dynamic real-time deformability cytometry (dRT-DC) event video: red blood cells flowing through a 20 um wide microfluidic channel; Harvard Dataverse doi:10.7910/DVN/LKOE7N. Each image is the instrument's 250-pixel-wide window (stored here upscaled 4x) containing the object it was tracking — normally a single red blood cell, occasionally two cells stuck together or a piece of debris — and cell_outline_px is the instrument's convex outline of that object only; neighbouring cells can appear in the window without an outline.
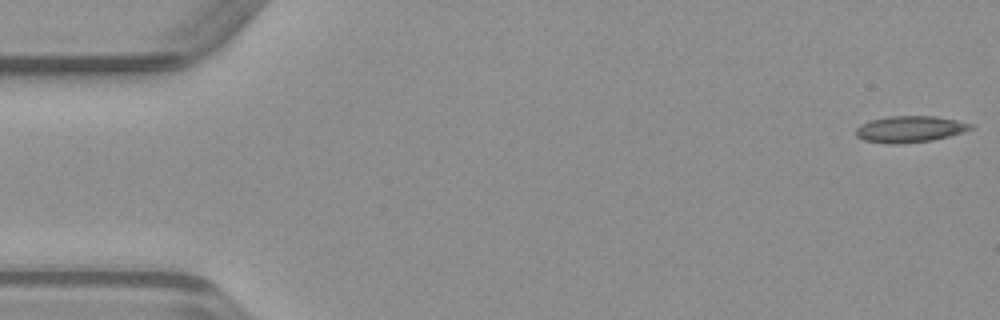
{"species": "common noctule bat (a hibernating species)", "species_latin": "Nyctalus noctula", "temperature_condition": "warm", "stored_images_in_passage": 49, "camera_frame_rate_fps": 3000, "um_per_image_px": 0.085, "animal": {"sex": "male", "body_mass_g": 23.1, "forearm_length_mm": 52.7}, "frame": {"image": 1, "passage_image": 1, "time_ms": 0.0, "image_size_px": [1000, 320], "cell_outline_px": [[972, 128], [964, 132], [932, 140], [896, 144], [888, 144], [864, 140], [856, 136], [856, 128], [860, 124], [872, 120], [888, 116], [936, 116], [956, 120], [972, 124]], "centroid_in_image_um": [77.32, 10.97], "position_along_channel_um": 7.7, "area_um2": 17.57}}
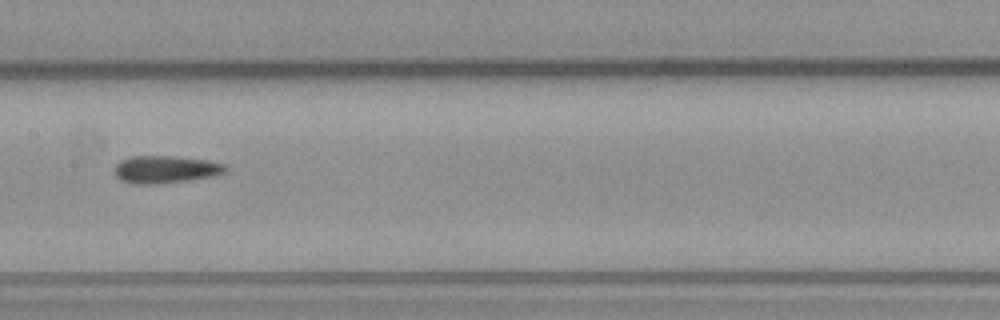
{"frame": {"image": 2, "passage_image": 24, "time_ms": 7.667, "image_size_px": [1000, 320], "cell_outline_px": [[228, 168], [224, 172], [216, 176], [188, 180], [152, 184], [136, 184], [120, 180], [116, 176], [116, 164], [120, 160], [132, 156], [172, 156], [208, 160], [224, 164]], "centroid_in_image_um": [14.08, 14.39], "position_along_channel_um": 193.3, "area_um2": 17.69}}
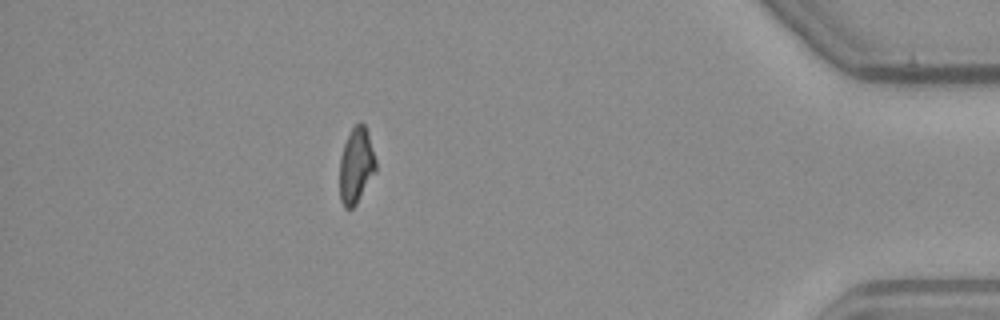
{"frame": {"image": 3, "passage_image": 43, "time_ms": 14.0, "image_size_px": [1000, 320], "cell_outline_px": [[376, 172], [356, 204], [352, 208], [344, 208], [340, 200], [340, 156], [344, 144], [352, 128], [360, 120], [364, 124], [368, 132], [376, 160]], "centroid_in_image_um": [30.28, 14.07], "position_along_channel_um": 404.9, "area_um2": 16.01}}